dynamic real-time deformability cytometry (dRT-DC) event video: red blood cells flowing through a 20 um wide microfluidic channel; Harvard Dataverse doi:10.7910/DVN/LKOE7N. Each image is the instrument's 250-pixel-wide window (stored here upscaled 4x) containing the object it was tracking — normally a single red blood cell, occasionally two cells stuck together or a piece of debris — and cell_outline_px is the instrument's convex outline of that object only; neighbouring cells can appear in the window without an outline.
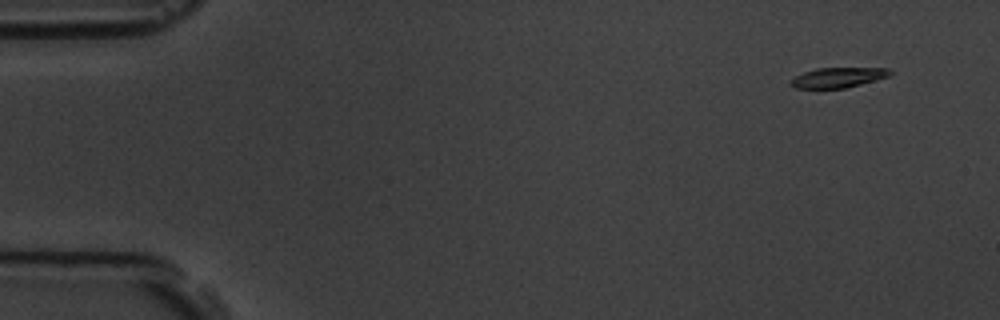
{"species": "common noctule bat (a hibernating species)", "species_latin": "Nyctalus noctula", "temperature_condition": "room temperature", "stored_images_in_passage": 8, "camera_frame_rate_fps": 3000, "um_per_image_px": 0.085, "animal": {"sex": "male", "body_mass_g": 19.5, "forearm_length_mm": 54.6}, "frame": {"image": 1, "passage_image": 1, "time_ms": 0.0, "image_size_px": [1000, 320], "cell_outline_px": [[892, 72], [888, 76], [876, 80], [844, 88], [796, 88], [788, 84], [796, 76], [804, 72], [816, 68], [888, 68]], "centroid_in_image_um": [71.22, 6.58], "position_along_channel_um": 13.8, "area_um2": 11.44}}
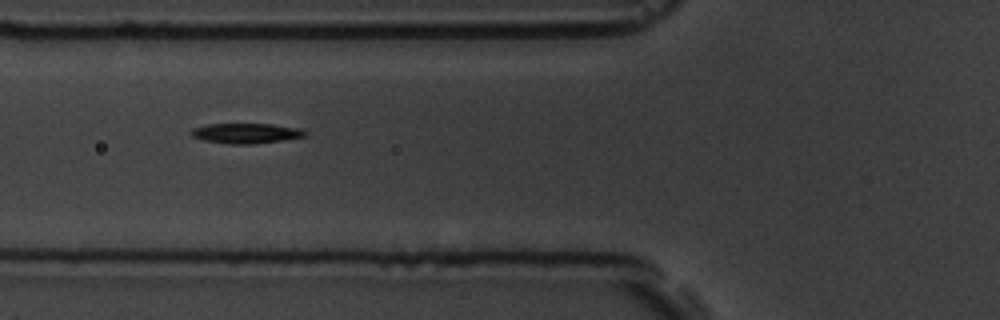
{"frame": {"image": 2, "passage_image": 6, "time_ms": 5.667, "image_size_px": [1000, 320], "cell_outline_px": [[308, 136], [284, 140], [252, 144], [228, 144], [204, 140], [192, 136], [188, 132], [192, 128], [208, 124], [272, 124], [300, 128], [308, 132]], "centroid_in_image_um": [20.94, 11.33], "position_along_channel_um": 104.9, "area_um2": 13.53}}
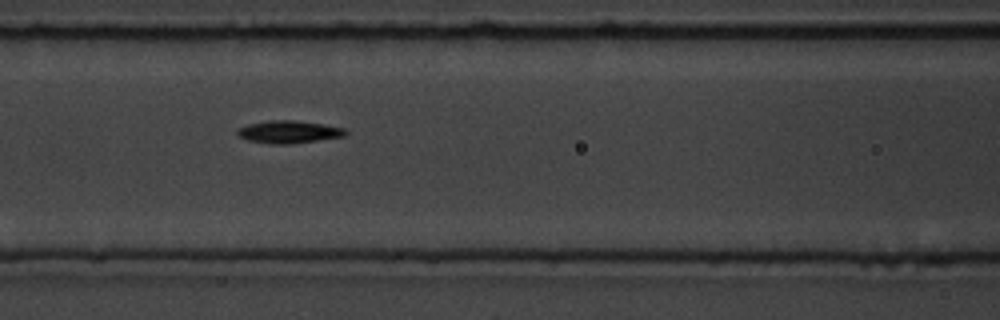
{"frame": {"image": 3, "passage_image": 7, "time_ms": 6.667, "image_size_px": [1000, 320], "cell_outline_px": [[348, 132], [344, 136], [288, 144], [272, 144], [248, 140], [240, 136], [236, 132], [240, 128], [248, 124], [268, 120], [292, 120], [324, 124], [344, 128]], "centroid_in_image_um": [24.55, 11.2], "position_along_channel_um": 142.0, "area_um2": 13.99}}